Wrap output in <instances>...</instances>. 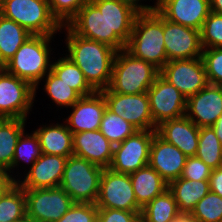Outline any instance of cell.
I'll use <instances>...</instances> for the list:
<instances>
[{"label":"cell","instance_id":"6da1fadb","mask_svg":"<svg viewBox=\"0 0 222 222\" xmlns=\"http://www.w3.org/2000/svg\"><path fill=\"white\" fill-rule=\"evenodd\" d=\"M139 11L121 0H90L66 25L73 33L123 50Z\"/></svg>","mask_w":222,"mask_h":222},{"label":"cell","instance_id":"7a4b0ae2","mask_svg":"<svg viewBox=\"0 0 222 222\" xmlns=\"http://www.w3.org/2000/svg\"><path fill=\"white\" fill-rule=\"evenodd\" d=\"M66 48L69 57L83 72L88 84L100 92L109 87L117 50L111 46L73 33L66 25Z\"/></svg>","mask_w":222,"mask_h":222},{"label":"cell","instance_id":"3957f363","mask_svg":"<svg viewBox=\"0 0 222 222\" xmlns=\"http://www.w3.org/2000/svg\"><path fill=\"white\" fill-rule=\"evenodd\" d=\"M163 37V16L157 10L139 12L125 50L161 70L168 62Z\"/></svg>","mask_w":222,"mask_h":222},{"label":"cell","instance_id":"277c9868","mask_svg":"<svg viewBox=\"0 0 222 222\" xmlns=\"http://www.w3.org/2000/svg\"><path fill=\"white\" fill-rule=\"evenodd\" d=\"M53 35H31L5 64L6 71L28 82L34 95L41 80L51 70L50 40ZM50 62V63H49Z\"/></svg>","mask_w":222,"mask_h":222},{"label":"cell","instance_id":"5b68a950","mask_svg":"<svg viewBox=\"0 0 222 222\" xmlns=\"http://www.w3.org/2000/svg\"><path fill=\"white\" fill-rule=\"evenodd\" d=\"M159 74L160 70L150 62L132 56L125 49L119 50L115 55L108 88L119 94L145 93Z\"/></svg>","mask_w":222,"mask_h":222},{"label":"cell","instance_id":"8992f818","mask_svg":"<svg viewBox=\"0 0 222 222\" xmlns=\"http://www.w3.org/2000/svg\"><path fill=\"white\" fill-rule=\"evenodd\" d=\"M1 15L32 35H54L61 25L51 14L47 0H0Z\"/></svg>","mask_w":222,"mask_h":222},{"label":"cell","instance_id":"52a82bcc","mask_svg":"<svg viewBox=\"0 0 222 222\" xmlns=\"http://www.w3.org/2000/svg\"><path fill=\"white\" fill-rule=\"evenodd\" d=\"M103 168L75 155L67 158L60 187L74 202L95 204Z\"/></svg>","mask_w":222,"mask_h":222},{"label":"cell","instance_id":"ba28073f","mask_svg":"<svg viewBox=\"0 0 222 222\" xmlns=\"http://www.w3.org/2000/svg\"><path fill=\"white\" fill-rule=\"evenodd\" d=\"M29 222H57L74 204L63 188L24 189Z\"/></svg>","mask_w":222,"mask_h":222},{"label":"cell","instance_id":"9c48e42d","mask_svg":"<svg viewBox=\"0 0 222 222\" xmlns=\"http://www.w3.org/2000/svg\"><path fill=\"white\" fill-rule=\"evenodd\" d=\"M156 130H137L113 148L110 170L130 174L149 165L150 145Z\"/></svg>","mask_w":222,"mask_h":222},{"label":"cell","instance_id":"30bf717a","mask_svg":"<svg viewBox=\"0 0 222 222\" xmlns=\"http://www.w3.org/2000/svg\"><path fill=\"white\" fill-rule=\"evenodd\" d=\"M98 208L118 209L130 212H141L129 174L117 173L109 168L103 169L100 180Z\"/></svg>","mask_w":222,"mask_h":222},{"label":"cell","instance_id":"8fae6325","mask_svg":"<svg viewBox=\"0 0 222 222\" xmlns=\"http://www.w3.org/2000/svg\"><path fill=\"white\" fill-rule=\"evenodd\" d=\"M34 98L28 82L6 70L0 75V118L27 119Z\"/></svg>","mask_w":222,"mask_h":222},{"label":"cell","instance_id":"7c38bea8","mask_svg":"<svg viewBox=\"0 0 222 222\" xmlns=\"http://www.w3.org/2000/svg\"><path fill=\"white\" fill-rule=\"evenodd\" d=\"M154 130L162 122L185 116L187 98L160 74L147 91Z\"/></svg>","mask_w":222,"mask_h":222},{"label":"cell","instance_id":"4fadbf2b","mask_svg":"<svg viewBox=\"0 0 222 222\" xmlns=\"http://www.w3.org/2000/svg\"><path fill=\"white\" fill-rule=\"evenodd\" d=\"M109 111L130 122L137 130H154L147 92L119 94L109 88L100 91Z\"/></svg>","mask_w":222,"mask_h":222},{"label":"cell","instance_id":"5bb4252c","mask_svg":"<svg viewBox=\"0 0 222 222\" xmlns=\"http://www.w3.org/2000/svg\"><path fill=\"white\" fill-rule=\"evenodd\" d=\"M160 75L186 98L198 93L208 84L202 57L168 61L160 70Z\"/></svg>","mask_w":222,"mask_h":222},{"label":"cell","instance_id":"9a60e30c","mask_svg":"<svg viewBox=\"0 0 222 222\" xmlns=\"http://www.w3.org/2000/svg\"><path fill=\"white\" fill-rule=\"evenodd\" d=\"M163 33L168 61L202 56L200 31L173 23L163 17Z\"/></svg>","mask_w":222,"mask_h":222},{"label":"cell","instance_id":"2e32d148","mask_svg":"<svg viewBox=\"0 0 222 222\" xmlns=\"http://www.w3.org/2000/svg\"><path fill=\"white\" fill-rule=\"evenodd\" d=\"M222 114V86L207 84L187 98L185 116L199 128L212 126Z\"/></svg>","mask_w":222,"mask_h":222},{"label":"cell","instance_id":"e0dca14e","mask_svg":"<svg viewBox=\"0 0 222 222\" xmlns=\"http://www.w3.org/2000/svg\"><path fill=\"white\" fill-rule=\"evenodd\" d=\"M157 11L167 20L201 31L210 0H159Z\"/></svg>","mask_w":222,"mask_h":222},{"label":"cell","instance_id":"ac0fdd59","mask_svg":"<svg viewBox=\"0 0 222 222\" xmlns=\"http://www.w3.org/2000/svg\"><path fill=\"white\" fill-rule=\"evenodd\" d=\"M187 156L157 133L150 145L149 165L169 184L181 177Z\"/></svg>","mask_w":222,"mask_h":222},{"label":"cell","instance_id":"d6986e66","mask_svg":"<svg viewBox=\"0 0 222 222\" xmlns=\"http://www.w3.org/2000/svg\"><path fill=\"white\" fill-rule=\"evenodd\" d=\"M67 157L43 154L29 168L23 181L17 183L23 189L59 187L63 178Z\"/></svg>","mask_w":222,"mask_h":222},{"label":"cell","instance_id":"ffe728a7","mask_svg":"<svg viewBox=\"0 0 222 222\" xmlns=\"http://www.w3.org/2000/svg\"><path fill=\"white\" fill-rule=\"evenodd\" d=\"M71 108L73 111L65 121L68 129L74 134L99 130L107 106L103 94L94 92L81 97Z\"/></svg>","mask_w":222,"mask_h":222},{"label":"cell","instance_id":"44dd1931","mask_svg":"<svg viewBox=\"0 0 222 222\" xmlns=\"http://www.w3.org/2000/svg\"><path fill=\"white\" fill-rule=\"evenodd\" d=\"M72 142L73 155L84 158L103 169L110 166L114 145L100 130L74 133Z\"/></svg>","mask_w":222,"mask_h":222},{"label":"cell","instance_id":"7402d4cb","mask_svg":"<svg viewBox=\"0 0 222 222\" xmlns=\"http://www.w3.org/2000/svg\"><path fill=\"white\" fill-rule=\"evenodd\" d=\"M200 128L186 116L162 122L156 133L166 142L176 146L187 157L195 156Z\"/></svg>","mask_w":222,"mask_h":222},{"label":"cell","instance_id":"603a6c76","mask_svg":"<svg viewBox=\"0 0 222 222\" xmlns=\"http://www.w3.org/2000/svg\"><path fill=\"white\" fill-rule=\"evenodd\" d=\"M35 133L39 137L43 154H52L67 158L73 155V133L68 129L66 123L40 126L39 129L35 130Z\"/></svg>","mask_w":222,"mask_h":222},{"label":"cell","instance_id":"cb8c5ba5","mask_svg":"<svg viewBox=\"0 0 222 222\" xmlns=\"http://www.w3.org/2000/svg\"><path fill=\"white\" fill-rule=\"evenodd\" d=\"M129 175L137 204L141 208L168 189V183L150 165Z\"/></svg>","mask_w":222,"mask_h":222},{"label":"cell","instance_id":"d4e9b609","mask_svg":"<svg viewBox=\"0 0 222 222\" xmlns=\"http://www.w3.org/2000/svg\"><path fill=\"white\" fill-rule=\"evenodd\" d=\"M174 196L179 213H190L195 205L210 191L209 180H188L178 178L168 184Z\"/></svg>","mask_w":222,"mask_h":222},{"label":"cell","instance_id":"484cf974","mask_svg":"<svg viewBox=\"0 0 222 222\" xmlns=\"http://www.w3.org/2000/svg\"><path fill=\"white\" fill-rule=\"evenodd\" d=\"M26 119L0 118V168L11 173L18 138L25 128Z\"/></svg>","mask_w":222,"mask_h":222},{"label":"cell","instance_id":"4316f807","mask_svg":"<svg viewBox=\"0 0 222 222\" xmlns=\"http://www.w3.org/2000/svg\"><path fill=\"white\" fill-rule=\"evenodd\" d=\"M31 35L15 21L0 15V59L6 64Z\"/></svg>","mask_w":222,"mask_h":222},{"label":"cell","instance_id":"83f0119b","mask_svg":"<svg viewBox=\"0 0 222 222\" xmlns=\"http://www.w3.org/2000/svg\"><path fill=\"white\" fill-rule=\"evenodd\" d=\"M178 214L174 196L167 189L142 208L140 219L141 222H172Z\"/></svg>","mask_w":222,"mask_h":222},{"label":"cell","instance_id":"f1b7e54d","mask_svg":"<svg viewBox=\"0 0 222 222\" xmlns=\"http://www.w3.org/2000/svg\"><path fill=\"white\" fill-rule=\"evenodd\" d=\"M27 220L26 195L16 182L0 195V222H19Z\"/></svg>","mask_w":222,"mask_h":222},{"label":"cell","instance_id":"f546056e","mask_svg":"<svg viewBox=\"0 0 222 222\" xmlns=\"http://www.w3.org/2000/svg\"><path fill=\"white\" fill-rule=\"evenodd\" d=\"M51 71L73 88L81 97L89 96L96 92L88 84L79 67L67 56L60 57L57 62L52 63Z\"/></svg>","mask_w":222,"mask_h":222},{"label":"cell","instance_id":"4dcf8cb0","mask_svg":"<svg viewBox=\"0 0 222 222\" xmlns=\"http://www.w3.org/2000/svg\"><path fill=\"white\" fill-rule=\"evenodd\" d=\"M195 156L212 169L222 166V144L211 126L200 128Z\"/></svg>","mask_w":222,"mask_h":222},{"label":"cell","instance_id":"1f68e13d","mask_svg":"<svg viewBox=\"0 0 222 222\" xmlns=\"http://www.w3.org/2000/svg\"><path fill=\"white\" fill-rule=\"evenodd\" d=\"M99 130L114 146L122 143L137 131L130 122L112 113L107 108L101 120Z\"/></svg>","mask_w":222,"mask_h":222},{"label":"cell","instance_id":"d6a6232c","mask_svg":"<svg viewBox=\"0 0 222 222\" xmlns=\"http://www.w3.org/2000/svg\"><path fill=\"white\" fill-rule=\"evenodd\" d=\"M45 92L57 107H72L81 96L51 70L45 75Z\"/></svg>","mask_w":222,"mask_h":222},{"label":"cell","instance_id":"836d02e7","mask_svg":"<svg viewBox=\"0 0 222 222\" xmlns=\"http://www.w3.org/2000/svg\"><path fill=\"white\" fill-rule=\"evenodd\" d=\"M42 155L41 146L39 137L35 133V131L31 134L25 133V130L22 132L20 137L18 138L14 158L12 161V169L17 168V166L21 162L30 163V168L37 161V159Z\"/></svg>","mask_w":222,"mask_h":222},{"label":"cell","instance_id":"e575fe53","mask_svg":"<svg viewBox=\"0 0 222 222\" xmlns=\"http://www.w3.org/2000/svg\"><path fill=\"white\" fill-rule=\"evenodd\" d=\"M191 214L198 222H222V197L209 191L195 205Z\"/></svg>","mask_w":222,"mask_h":222},{"label":"cell","instance_id":"d590c367","mask_svg":"<svg viewBox=\"0 0 222 222\" xmlns=\"http://www.w3.org/2000/svg\"><path fill=\"white\" fill-rule=\"evenodd\" d=\"M200 36L202 48H222V15L210 12Z\"/></svg>","mask_w":222,"mask_h":222},{"label":"cell","instance_id":"8d00e7d4","mask_svg":"<svg viewBox=\"0 0 222 222\" xmlns=\"http://www.w3.org/2000/svg\"><path fill=\"white\" fill-rule=\"evenodd\" d=\"M201 57L208 83L222 86V48H203Z\"/></svg>","mask_w":222,"mask_h":222},{"label":"cell","instance_id":"74e56055","mask_svg":"<svg viewBox=\"0 0 222 222\" xmlns=\"http://www.w3.org/2000/svg\"><path fill=\"white\" fill-rule=\"evenodd\" d=\"M53 17L61 26L77 14L80 8L90 0H47Z\"/></svg>","mask_w":222,"mask_h":222},{"label":"cell","instance_id":"f35d334b","mask_svg":"<svg viewBox=\"0 0 222 222\" xmlns=\"http://www.w3.org/2000/svg\"><path fill=\"white\" fill-rule=\"evenodd\" d=\"M98 207L92 203L74 202L57 222H97Z\"/></svg>","mask_w":222,"mask_h":222},{"label":"cell","instance_id":"ab89813d","mask_svg":"<svg viewBox=\"0 0 222 222\" xmlns=\"http://www.w3.org/2000/svg\"><path fill=\"white\" fill-rule=\"evenodd\" d=\"M212 168L206 165L196 156L187 157L186 164L183 168L180 178L188 180H209Z\"/></svg>","mask_w":222,"mask_h":222},{"label":"cell","instance_id":"60d3db41","mask_svg":"<svg viewBox=\"0 0 222 222\" xmlns=\"http://www.w3.org/2000/svg\"><path fill=\"white\" fill-rule=\"evenodd\" d=\"M141 212L98 208L97 222H141Z\"/></svg>","mask_w":222,"mask_h":222},{"label":"cell","instance_id":"b9f144b4","mask_svg":"<svg viewBox=\"0 0 222 222\" xmlns=\"http://www.w3.org/2000/svg\"><path fill=\"white\" fill-rule=\"evenodd\" d=\"M209 182L210 191L222 197V166L212 169Z\"/></svg>","mask_w":222,"mask_h":222},{"label":"cell","instance_id":"7bdbcfd3","mask_svg":"<svg viewBox=\"0 0 222 222\" xmlns=\"http://www.w3.org/2000/svg\"><path fill=\"white\" fill-rule=\"evenodd\" d=\"M8 170L0 168V195L4 194L17 181Z\"/></svg>","mask_w":222,"mask_h":222},{"label":"cell","instance_id":"ee69618b","mask_svg":"<svg viewBox=\"0 0 222 222\" xmlns=\"http://www.w3.org/2000/svg\"><path fill=\"white\" fill-rule=\"evenodd\" d=\"M121 1L132 5L139 12H153L157 10L159 4V0H156L157 2L155 3L154 6L138 4L139 1L141 2V0H121Z\"/></svg>","mask_w":222,"mask_h":222},{"label":"cell","instance_id":"f6af8a7d","mask_svg":"<svg viewBox=\"0 0 222 222\" xmlns=\"http://www.w3.org/2000/svg\"><path fill=\"white\" fill-rule=\"evenodd\" d=\"M172 222H198L197 219L190 213H179Z\"/></svg>","mask_w":222,"mask_h":222},{"label":"cell","instance_id":"bcb514c9","mask_svg":"<svg viewBox=\"0 0 222 222\" xmlns=\"http://www.w3.org/2000/svg\"><path fill=\"white\" fill-rule=\"evenodd\" d=\"M222 144V114L217 121L211 126Z\"/></svg>","mask_w":222,"mask_h":222},{"label":"cell","instance_id":"7dc6e473","mask_svg":"<svg viewBox=\"0 0 222 222\" xmlns=\"http://www.w3.org/2000/svg\"><path fill=\"white\" fill-rule=\"evenodd\" d=\"M210 10L211 12L222 15V0H210Z\"/></svg>","mask_w":222,"mask_h":222},{"label":"cell","instance_id":"c3c4849f","mask_svg":"<svg viewBox=\"0 0 222 222\" xmlns=\"http://www.w3.org/2000/svg\"><path fill=\"white\" fill-rule=\"evenodd\" d=\"M6 70L5 63L0 59V75Z\"/></svg>","mask_w":222,"mask_h":222}]
</instances>
